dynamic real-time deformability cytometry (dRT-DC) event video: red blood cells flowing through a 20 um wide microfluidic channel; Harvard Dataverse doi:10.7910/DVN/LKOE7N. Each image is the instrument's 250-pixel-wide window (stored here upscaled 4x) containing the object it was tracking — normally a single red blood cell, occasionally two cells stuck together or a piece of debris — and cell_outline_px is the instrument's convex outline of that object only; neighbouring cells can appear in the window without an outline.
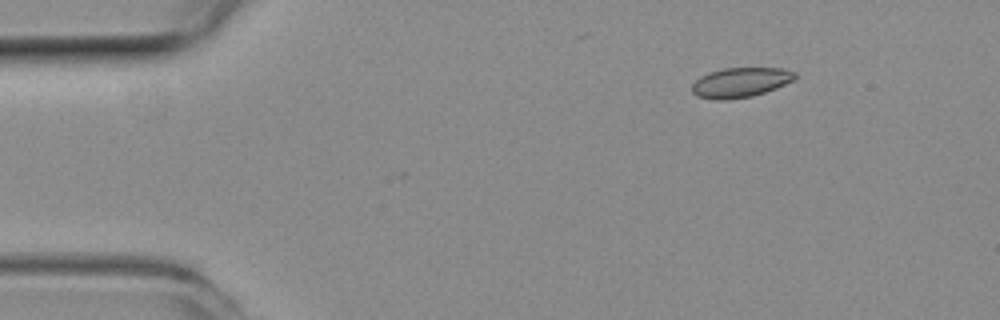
{"species": "common noctule bat (a hibernating species)", "species_latin": "Nyctalus noctula", "temperature_condition": "room temperature", "stored_images_in_passage": 8, "camera_frame_rate_fps": 3000, "um_per_image_px": 0.085, "animal": {"sex": "female", "body_mass_g": 19.3, "forearm_length_mm": 54.1}, "frame": {"image": 1, "passage_image": 1, "time_ms": 0.0, "image_size_px": [1000, 320], "cell_outline_px": [[796, 76], [792, 80], [776, 88], [752, 96], [728, 100], [716, 100], [696, 96], [692, 92], [692, 84], [700, 76], [708, 72], [724, 68], [784, 68], [796, 72]], "centroid_in_image_um": [62.91, 7.01], "position_along_channel_um": 22.1, "area_um2": 17.92}}